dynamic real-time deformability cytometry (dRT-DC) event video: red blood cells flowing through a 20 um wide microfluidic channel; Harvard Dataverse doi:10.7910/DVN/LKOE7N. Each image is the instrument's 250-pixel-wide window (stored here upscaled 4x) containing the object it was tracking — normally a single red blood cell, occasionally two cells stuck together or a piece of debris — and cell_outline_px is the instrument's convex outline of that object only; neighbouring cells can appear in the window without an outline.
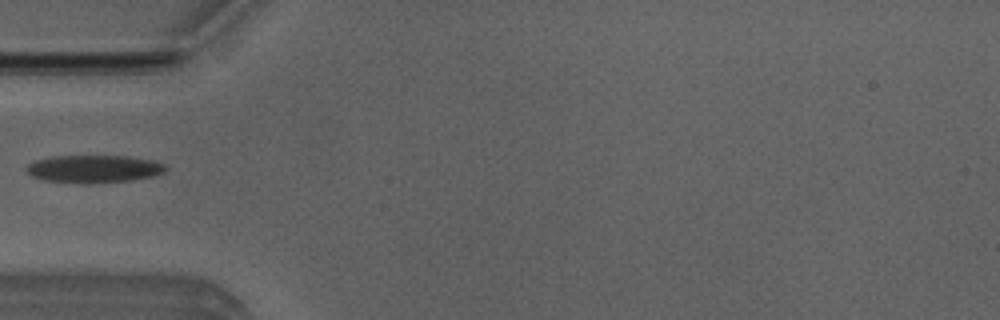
{"species": "Egyptian fruit bat (a non-hibernating species)", "species_latin": "Rousettus aegyptiacus", "temperature_condition": "room temperature", "stored_images_in_passage": 1, "camera_frame_rate_fps": 3000, "um_per_image_px": 0.085, "animal": {"sex": "male"}, "frame": {"image": 1, "passage_image": 1, "time_ms": 0.0, "image_size_px": [1000, 320], "cell_outline_px": [[168, 168], [164, 172], [152, 176], [132, 180], [96, 184], [84, 184], [44, 180], [32, 176], [24, 168], [28, 164], [36, 160], [48, 156], [128, 156], [152, 160], [164, 164]], "centroid_in_image_um": [7.96, 14.36], "position_along_channel_um": 77.0, "area_um2": 22.72}}